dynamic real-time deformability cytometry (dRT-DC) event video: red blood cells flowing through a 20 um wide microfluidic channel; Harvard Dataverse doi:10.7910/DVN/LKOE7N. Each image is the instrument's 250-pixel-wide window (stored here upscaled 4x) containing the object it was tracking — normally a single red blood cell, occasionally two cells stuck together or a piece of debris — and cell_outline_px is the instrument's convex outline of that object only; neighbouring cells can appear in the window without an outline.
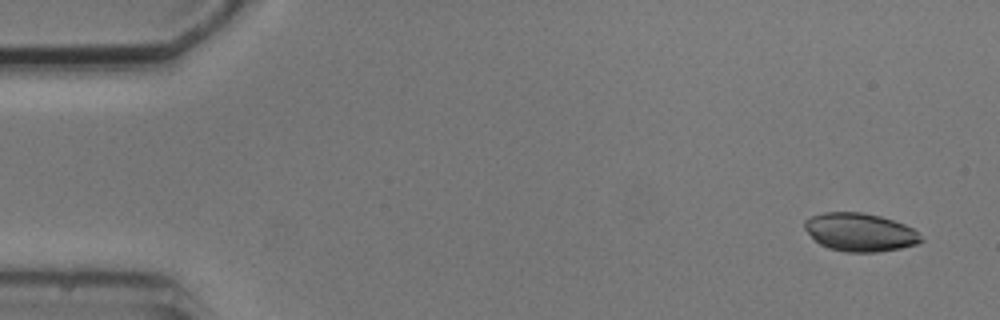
{"species": "common noctule bat (a hibernating species)", "species_latin": "Nyctalus noctula", "temperature_condition": "cold", "stored_images_in_passage": 6, "camera_frame_rate_fps": 3000, "um_per_image_px": 0.085, "animal": {"sex": "male", "body_mass_g": 20.5, "forearm_length_mm": 52.5}, "frame": {"image": 1, "passage_image": 1, "time_ms": 0.0, "image_size_px": [1000, 320], "cell_outline_px": [[924, 240], [916, 244], [900, 248], [876, 252], [844, 252], [828, 248], [820, 244], [804, 228], [804, 220], [812, 216], [824, 212], [860, 212], [880, 216], [904, 224], [912, 228]], "centroid_in_image_um": [73.08, 19.74], "position_along_channel_um": 11.9, "area_um2": 25.72}}
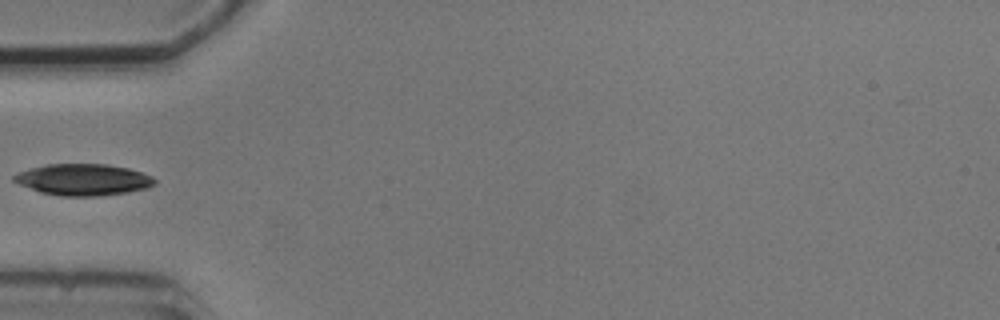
{"frame": {"image": 2, "passage_image": 4, "time_ms": 5.0, "image_size_px": [1000, 320], "cell_outline_px": [[156, 184], [148, 188], [128, 192], [100, 196], [60, 196], [40, 192], [20, 184], [12, 180], [12, 176], [20, 172], [44, 164], [108, 164], [128, 168], [152, 176], [156, 180]], "centroid_in_image_um": [7.1, 15.27], "position_along_channel_um": 77.9, "area_um2": 25.84}}
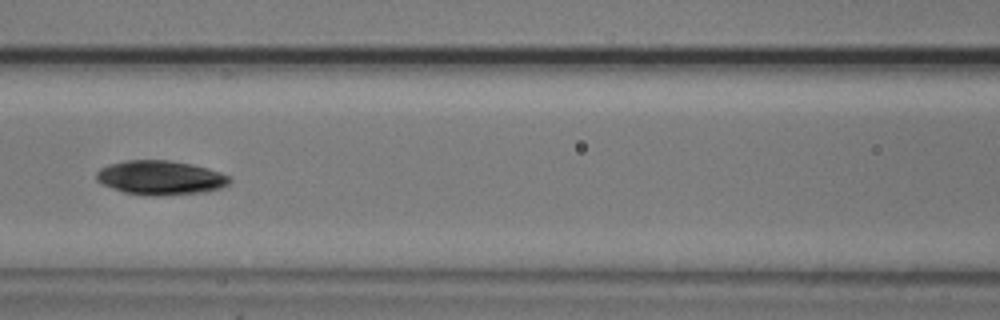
{"frame": {"image": 3, "passage_image": 6, "time_ms": 7.0, "image_size_px": [1000, 320], "cell_outline_px": [[232, 180], [228, 184], [220, 188], [204, 192], [152, 196], [124, 192], [100, 184], [96, 180], [96, 172], [100, 168], [108, 164], [128, 160], [168, 160], [192, 164], [208, 168], [232, 176]], "centroid_in_image_um": [13.63, 15.1], "position_along_channel_um": 153.0, "area_um2": 26.7}}